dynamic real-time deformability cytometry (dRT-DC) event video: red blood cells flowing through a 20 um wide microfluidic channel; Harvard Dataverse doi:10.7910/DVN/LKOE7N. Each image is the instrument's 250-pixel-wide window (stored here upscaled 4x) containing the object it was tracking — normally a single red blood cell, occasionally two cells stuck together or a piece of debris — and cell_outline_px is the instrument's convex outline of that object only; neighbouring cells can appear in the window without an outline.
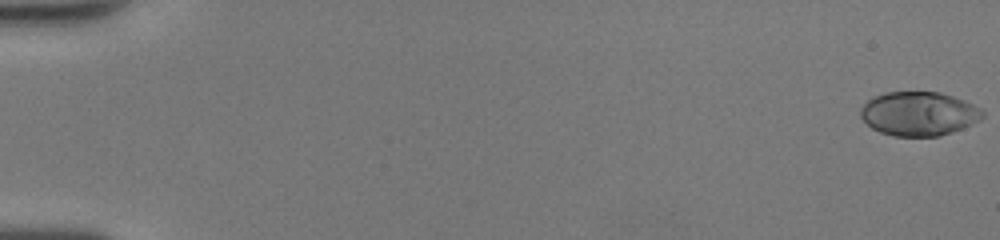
{"species": "human", "species_latin": "Homo sapiens", "temperature_condition": "room temperature", "stored_images_in_passage": 50, "camera_frame_rate_fps": 3000, "um_per_image_px": 0.085, "donor": {"sex": "female"}, "frame": {"image": 1, "passage_image": 1, "time_ms": 0.0, "image_size_px": [1000, 240], "cell_outline_px": [[984, 116], [980, 120], [964, 128], [940, 136], [892, 136], [880, 132], [872, 128], [860, 116], [860, 108], [872, 96], [884, 92], [940, 92], [964, 100], [980, 108], [984, 112]], "centroid_in_image_um": [78.1, 9.66], "position_along_channel_um": 6.9, "area_um2": 31.44}}
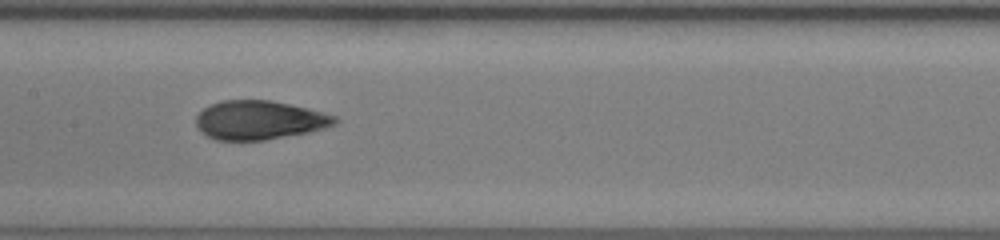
{"frame": {"image": 2, "passage_image": 27, "time_ms": 8.667, "image_size_px": [1000, 240], "cell_outline_px": [[340, 120], [336, 124], [324, 128], [308, 132], [264, 140], [216, 140], [208, 136], [196, 124], [196, 116], [204, 108], [212, 104], [224, 100], [272, 100], [324, 112], [336, 116]], "centroid_in_image_um": [22.08, 10.2], "position_along_channel_um": 185.3, "area_um2": 31.27}}
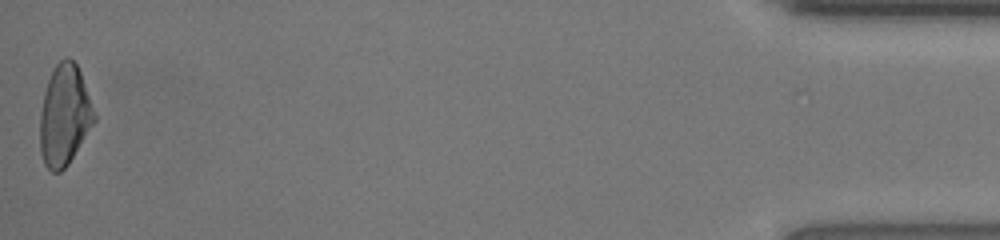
{"frame": {"image": 3, "passage_image": 50, "time_ms": 16.333, "image_size_px": [1000, 240], "cell_outline_px": [[96, 120], [68, 164], [60, 172], [52, 172], [44, 164], [40, 152], [40, 112], [44, 92], [48, 80], [56, 64], [60, 60], [68, 56], [76, 64], [80, 72], [96, 116]], "centroid_in_image_um": [5.46, 9.82], "position_along_channel_um": 429.7, "area_um2": 31.62}, "authors_computed_cell_mechanics": {"area_um2": 31.4143, "velocity_mm_per_s": 4.3621, "shape_relaxation_time_tau1_ms": 7.5858, "shape_relaxation_time_tau2_ms": 1.0029, "deformation_change_tau1": 0.2617, "deformation_change_tau2": 0.0564}}